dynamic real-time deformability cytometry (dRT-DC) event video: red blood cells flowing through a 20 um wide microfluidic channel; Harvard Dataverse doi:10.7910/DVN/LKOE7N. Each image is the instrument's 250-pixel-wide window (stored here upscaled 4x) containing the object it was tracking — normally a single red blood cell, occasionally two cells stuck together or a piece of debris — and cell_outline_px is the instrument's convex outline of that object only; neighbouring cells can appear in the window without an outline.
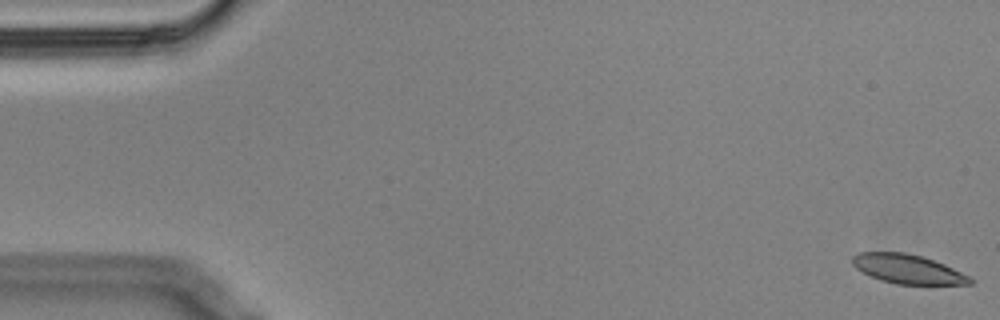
{"species": "Egyptian fruit bat (a non-hibernating species)", "species_latin": "Rousettus aegyptiacus", "temperature_condition": "cold", "stored_images_in_passage": 58, "camera_frame_rate_fps": 3000, "um_per_image_px": 0.085, "animal": {"sex": "male"}, "frame": {"image": 1, "passage_image": 1, "time_ms": 0.0, "image_size_px": [1000, 320], "cell_outline_px": [[972, 284], [896, 284], [880, 280], [856, 268], [852, 264], [852, 256], [860, 252], [904, 252], [920, 256], [944, 264], [968, 276], [972, 280]], "centroid_in_image_um": [77.12, 22.86], "position_along_channel_um": 7.9, "area_um2": 19.65}}
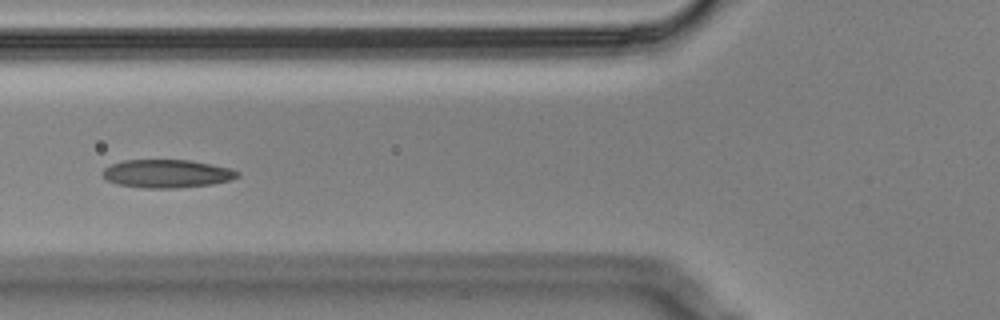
{"frame": {"image": 2, "passage_image": 22, "time_ms": 7.0, "image_size_px": [1000, 320], "cell_outline_px": [[240, 176], [228, 180], [212, 184], [172, 188], [144, 188], [116, 184], [108, 180], [104, 176], [104, 168], [112, 164], [124, 160], [188, 160], [232, 168], [240, 172]], "centroid_in_image_um": [14.21, 14.76], "position_along_channel_um": 111.6, "area_um2": 21.96}}
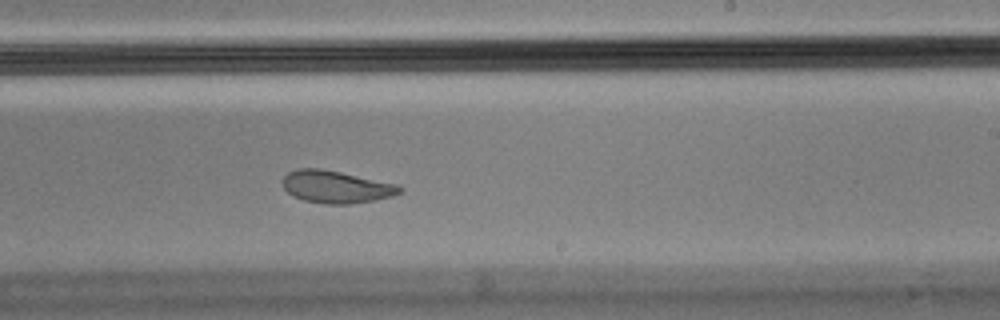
{"frame": {"image": 3, "passage_image": 35, "time_ms": 11.333, "image_size_px": [1000, 320], "cell_outline_px": [[404, 188], [400, 192], [392, 196], [376, 200], [352, 204], [324, 204], [304, 200], [288, 192], [284, 188], [284, 176], [288, 172], [296, 168], [320, 168], [340, 172], [396, 184]], "centroid_in_image_um": [28.58, 15.88], "position_along_channel_um": 260.4, "area_um2": 21.91}, "authors_computed_cell_mechanics": {"area_um2": 22.0218, "velocity_mm_per_s": 3.4281, "shape_relaxation_time_tau1_ms": 3.2009, "shape_relaxation_time_tau2_ms": 1.8377, "deformation_change_tau1": 0.1418, "deformation_change_tau2": 0.0811}}